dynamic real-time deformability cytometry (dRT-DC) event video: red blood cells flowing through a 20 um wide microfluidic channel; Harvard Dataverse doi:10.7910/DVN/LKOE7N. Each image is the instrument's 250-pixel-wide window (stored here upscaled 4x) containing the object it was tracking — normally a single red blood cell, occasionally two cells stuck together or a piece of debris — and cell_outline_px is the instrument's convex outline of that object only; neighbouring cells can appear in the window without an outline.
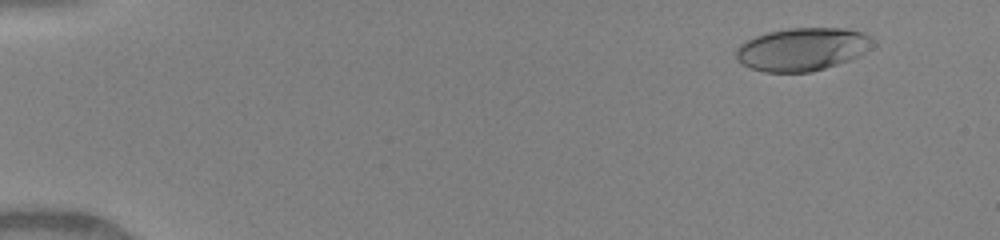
{"species": "human", "species_latin": "Homo sapiens", "temperature_condition": "warm", "stored_images_in_passage": 50, "camera_frame_rate_fps": 3000, "um_per_image_px": 0.085, "donor": {"sex": "female"}, "frame": {"image": 1, "passage_image": 5, "time_ms": 1.333, "image_size_px": [1000, 240], "cell_outline_px": [[876, 44], [868, 52], [860, 56], [812, 72], [764, 72], [748, 68], [740, 64], [736, 60], [736, 48], [740, 44], [756, 36], [768, 32], [788, 28], [844, 28], [864, 32]], "centroid_in_image_um": [68.2, 4.19], "position_along_channel_um": 16.8, "area_um2": 34.56}}
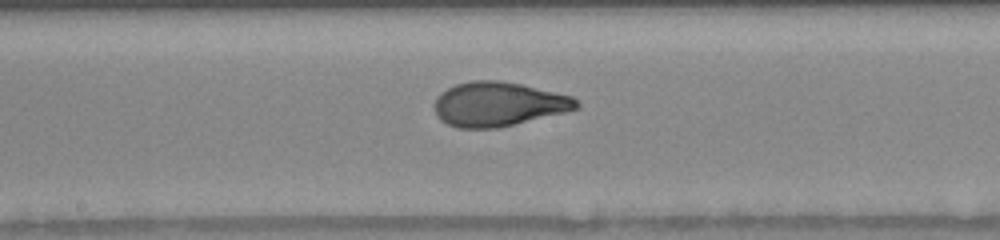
{"frame": {"image": 2, "passage_image": 28, "time_ms": 9.0, "image_size_px": [1000, 240], "cell_outline_px": [[580, 108], [564, 112], [496, 128], [460, 128], [448, 124], [440, 120], [436, 116], [436, 96], [440, 92], [456, 84], [472, 80], [496, 80], [520, 84], [572, 96], [580, 104]], "centroid_in_image_um": [42.34, 8.85], "position_along_channel_um": 205.9, "area_um2": 36.3}}
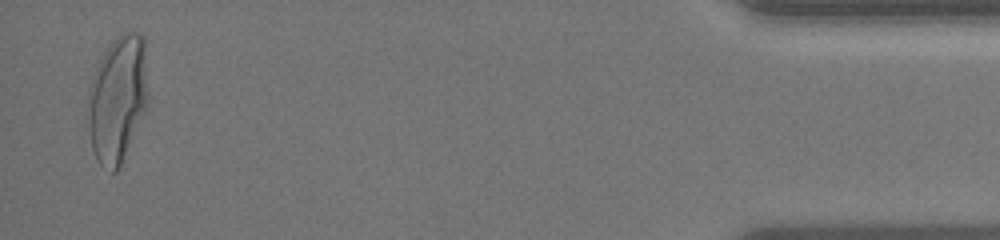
{"frame": {"image": 3, "passage_image": 49, "time_ms": 16.0, "image_size_px": [1000, 240], "cell_outline_px": [[148, 104], [120, 164], [116, 172], [112, 172], [100, 164], [96, 160], [92, 148], [88, 124], [88, 88], [92, 76], [100, 56], [112, 40], [116, 36], [124, 32], [140, 32], [144, 36], [148, 96]], "centroid_in_image_um": [9.98, 8.34], "position_along_channel_um": 425.2, "area_um2": 44.56}, "authors_computed_cell_mechanics": {"area_um2": 36.125, "velocity_mm_per_s": 4.1486, "shape_relaxation_time_tau1_ms": 4.2064, "shape_relaxation_time_tau2_ms": null, "deformation_change_tau1": 0.2298, "deformation_change_tau2": null}}